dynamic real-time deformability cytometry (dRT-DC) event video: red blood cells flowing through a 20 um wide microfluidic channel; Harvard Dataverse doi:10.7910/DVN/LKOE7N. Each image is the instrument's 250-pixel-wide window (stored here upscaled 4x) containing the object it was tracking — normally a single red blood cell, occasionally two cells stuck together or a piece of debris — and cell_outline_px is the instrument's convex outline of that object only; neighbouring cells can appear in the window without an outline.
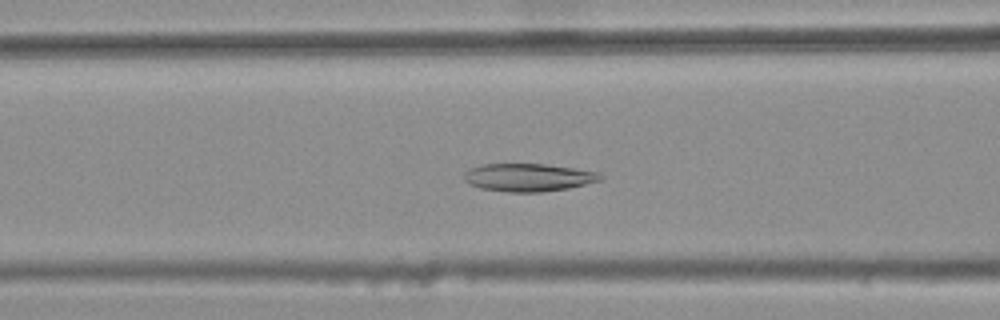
{"species": "common noctule bat (a hibernating species)", "species_latin": "Nyctalus noctula", "temperature_condition": "warm", "stored_images_in_passage": 25, "camera_frame_rate_fps": 3000, "um_per_image_px": 0.085, "animal": {"sex": "female", "body_mass_g": 25.1}, "frame": {"image": 1, "passage_image": 7, "time_ms": 2.0, "image_size_px": [1000, 320], "cell_outline_px": [[604, 176], [600, 180], [568, 188], [540, 192], [508, 192], [480, 188], [468, 184], [464, 180], [464, 172], [480, 164], [544, 164], [600, 172]], "centroid_in_image_um": [44.88, 15.08], "position_along_channel_um": 121.7, "area_um2": 22.08}}
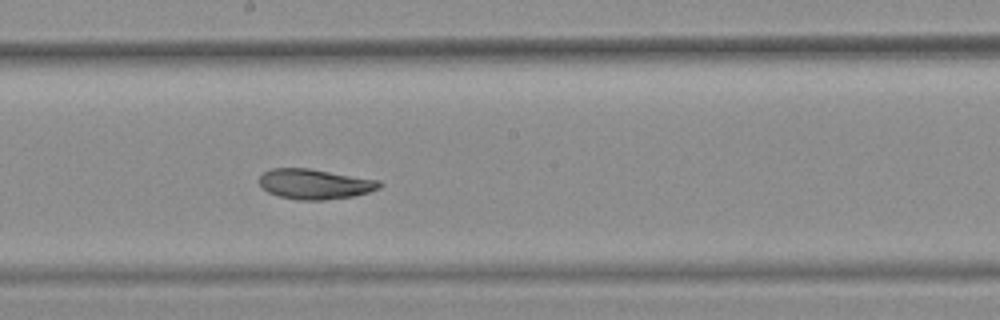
{"frame": {"image": 2, "passage_image": 15, "time_ms": 4.667, "image_size_px": [1000, 320], "cell_outline_px": [[384, 184], [380, 188], [356, 196], [324, 200], [296, 200], [280, 196], [268, 192], [260, 184], [260, 176], [264, 172], [272, 168], [308, 168], [380, 180]], "centroid_in_image_um": [26.8, 15.65], "position_along_channel_um": 221.4, "area_um2": 21.15}}
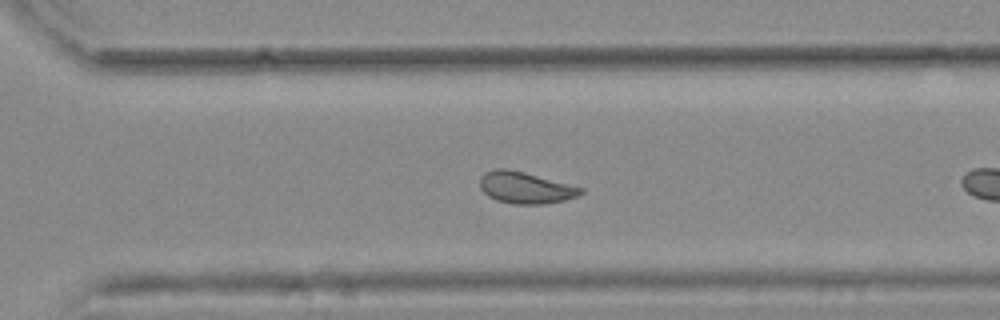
{"frame": {"image": 3, "passage_image": 25, "time_ms": 8.0, "image_size_px": [1000, 320], "cell_outline_px": [[584, 192], [576, 196], [564, 200], [544, 204], [512, 204], [496, 200], [488, 196], [480, 188], [480, 176], [484, 172], [496, 168], [508, 168], [524, 172], [584, 188]], "centroid_in_image_um": [44.62, 15.95], "position_along_channel_um": 326.0, "area_um2": 18.61}}